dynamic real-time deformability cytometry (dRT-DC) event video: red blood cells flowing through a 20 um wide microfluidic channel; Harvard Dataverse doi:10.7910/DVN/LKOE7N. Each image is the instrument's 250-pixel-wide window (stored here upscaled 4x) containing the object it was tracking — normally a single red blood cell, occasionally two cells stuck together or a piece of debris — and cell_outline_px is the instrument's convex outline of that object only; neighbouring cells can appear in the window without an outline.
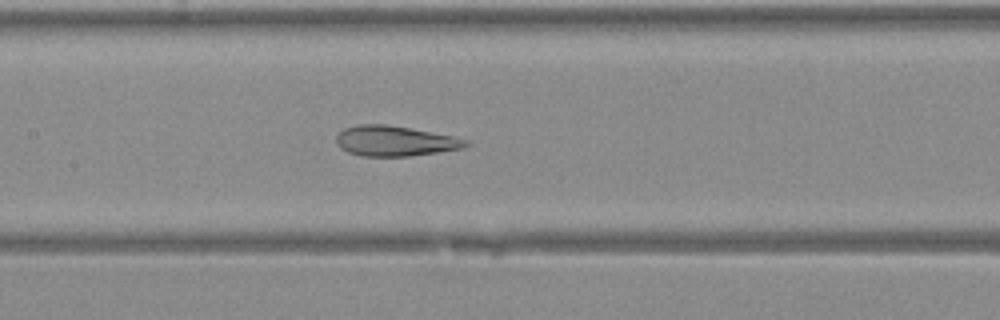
{"species": "Egyptian fruit bat (a non-hibernating species)", "species_latin": "Rousettus aegyptiacus", "temperature_condition": "warm", "stored_images_in_passage": 11, "camera_frame_rate_fps": 3000, "um_per_image_px": 0.085, "animal": {"sex": "female"}, "frame": {"image": 1, "passage_image": 10, "time_ms": 3.0, "image_size_px": [1000, 320], "cell_outline_px": [[472, 144], [464, 148], [408, 156], [364, 156], [348, 152], [340, 148], [336, 144], [336, 136], [344, 128], [356, 124], [384, 124], [408, 128], [452, 136], [468, 140]], "centroid_in_image_um": [33.55, 11.98], "position_along_channel_um": 173.9, "area_um2": 22.72}}